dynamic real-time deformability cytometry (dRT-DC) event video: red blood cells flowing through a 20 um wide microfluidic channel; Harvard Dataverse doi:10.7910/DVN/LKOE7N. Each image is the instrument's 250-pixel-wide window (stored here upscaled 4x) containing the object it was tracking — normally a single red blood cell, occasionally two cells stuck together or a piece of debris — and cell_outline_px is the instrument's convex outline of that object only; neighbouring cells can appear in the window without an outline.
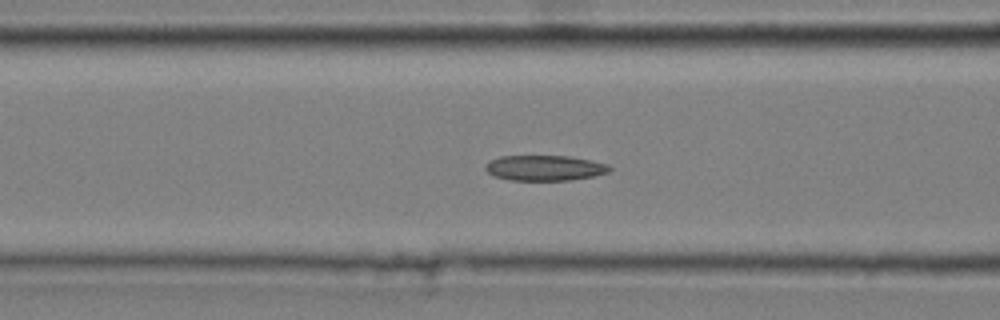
{"species": "common noctule bat (a hibernating species)", "species_latin": "Nyctalus noctula", "temperature_condition": "cold", "stored_images_in_passage": 33, "camera_frame_rate_fps": 3000, "um_per_image_px": 0.085, "animal": {"sex": "male", "body_mass_g": 20.4}, "frame": {"image": 1, "passage_image": 10, "time_ms": 3.0, "image_size_px": [1000, 320], "cell_outline_px": [[612, 168], [608, 172], [592, 176], [572, 180], [512, 180], [492, 176], [484, 168], [484, 164], [488, 160], [500, 156], [568, 156], [608, 164]], "centroid_in_image_um": [46.24, 14.27], "position_along_channel_um": 120.4, "area_um2": 18.38}}
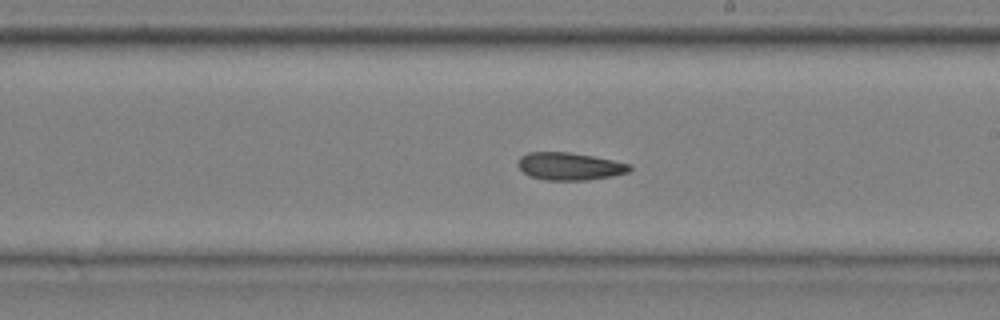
{"frame": {"image": 2, "passage_image": 20, "time_ms": 6.333, "image_size_px": [1000, 320], "cell_outline_px": [[632, 168], [628, 172], [612, 176], [588, 180], [544, 180], [528, 176], [516, 164], [520, 156], [528, 152], [568, 152], [592, 156], [632, 164]], "centroid_in_image_um": [48.4, 14.14], "position_along_channel_um": 240.6, "area_um2": 18.03}}
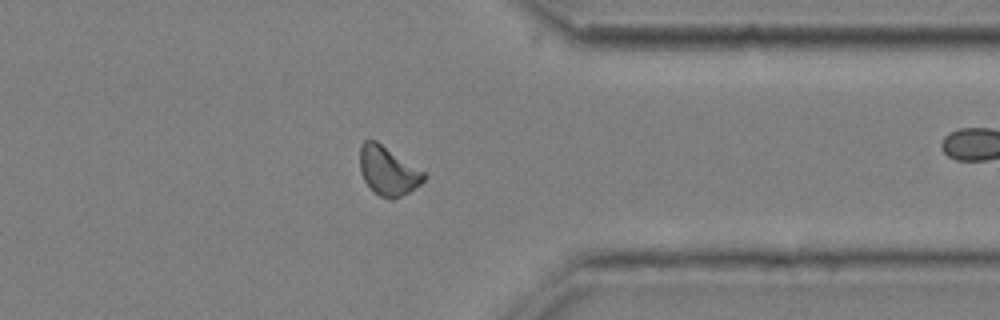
{"frame": {"image": 3, "passage_image": 32, "time_ms": 10.333, "image_size_px": [1000, 320], "cell_outline_px": [[428, 176], [420, 184], [408, 192], [392, 200], [380, 196], [364, 180], [360, 172], [360, 144], [364, 140], [376, 140], [424, 172]], "centroid_in_image_um": [32.97, 14.51], "position_along_channel_um": 378.4, "area_um2": 17.98}}